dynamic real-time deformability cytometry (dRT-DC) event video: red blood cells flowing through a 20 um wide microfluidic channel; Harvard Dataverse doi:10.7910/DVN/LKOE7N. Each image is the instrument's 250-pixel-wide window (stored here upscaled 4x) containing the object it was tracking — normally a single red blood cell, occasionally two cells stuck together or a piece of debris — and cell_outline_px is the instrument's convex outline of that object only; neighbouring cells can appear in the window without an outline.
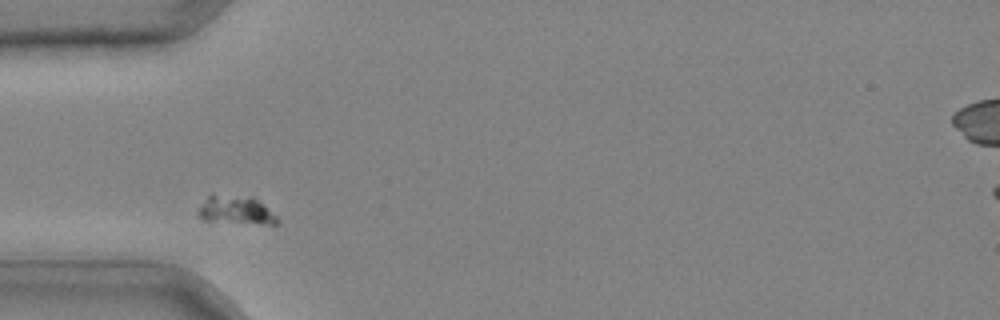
{"species": "common noctule bat (a hibernating species)", "species_latin": "Nyctalus noctula", "temperature_condition": "cold", "stored_images_in_passage": 35, "camera_frame_rate_fps": 3000, "um_per_image_px": 0.085, "animal": {"sex": "male", "body_mass_g": 20.4}, "frame": {"image": 1, "passage_image": 4, "time_ms": 1.0, "image_size_px": [1000, 320], "cell_outline_px": [[280, 220], [276, 224], [268, 224], [204, 220], [200, 216], [200, 208], [208, 196], [252, 196], [276, 216]], "centroid_in_image_um": [20.11, 17.88], "position_along_channel_um": 64.9, "area_um2": 12.31}}
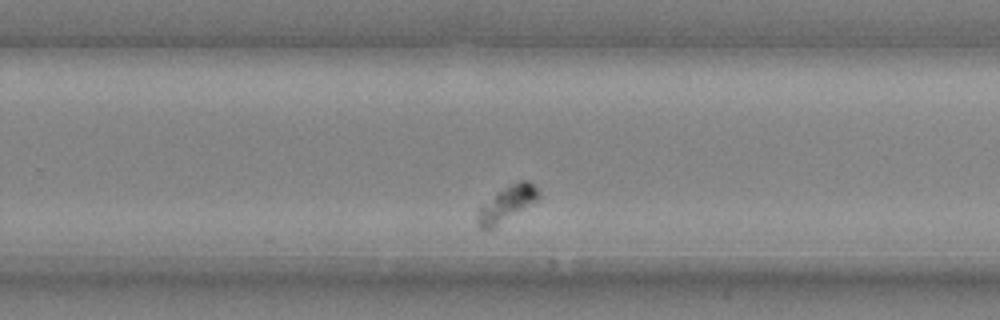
{"frame": {"image": 2, "passage_image": 20, "time_ms": 6.333, "image_size_px": [1000, 320], "cell_outline_px": [[540, 196], [536, 200], [492, 228], [480, 228], [476, 224], [476, 220], [480, 204], [496, 192], [508, 184], [520, 180], [528, 180], [540, 188]], "centroid_in_image_um": [43.06, 17.26], "position_along_channel_um": 286.7, "area_um2": 12.6}}
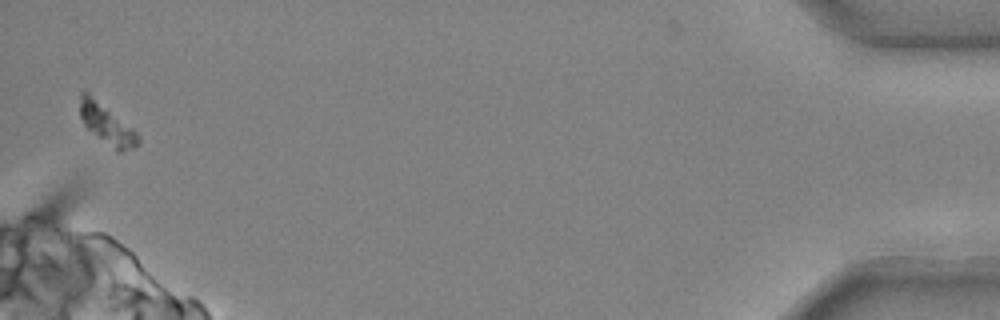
{"frame": {"image": 3, "passage_image": 35, "time_ms": 11.333, "image_size_px": [1000, 320], "cell_outline_px": [[140, 144], [132, 148], [120, 152], [116, 152], [88, 128], [84, 124], [80, 116], [80, 92], [84, 88], [132, 128], [140, 136]], "centroid_in_image_um": [9.08, 10.54], "position_along_channel_um": 426.1, "area_um2": 13.58}}